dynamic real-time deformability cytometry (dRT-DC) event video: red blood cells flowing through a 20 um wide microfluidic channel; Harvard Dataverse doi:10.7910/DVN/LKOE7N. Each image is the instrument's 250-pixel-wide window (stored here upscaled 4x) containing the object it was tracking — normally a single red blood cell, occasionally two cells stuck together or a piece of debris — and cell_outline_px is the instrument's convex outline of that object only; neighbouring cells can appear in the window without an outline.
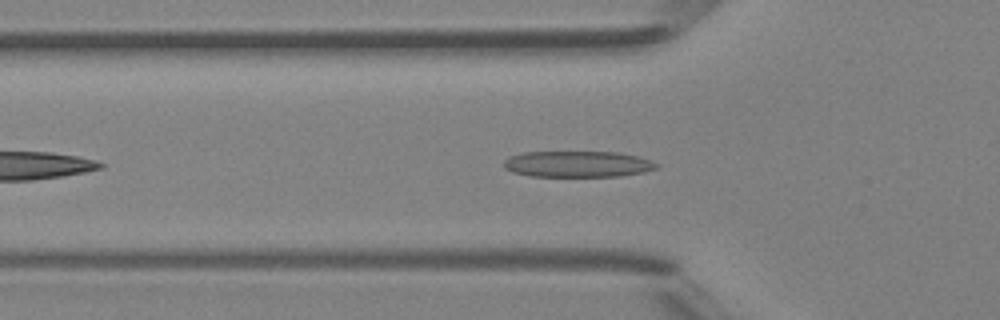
{"species": "Egyptian fruit bat (a non-hibernating species)", "species_latin": "Rousettus aegyptiacus", "temperature_condition": "room temperature", "stored_images_in_passage": 39, "camera_frame_rate_fps": 3000, "um_per_image_px": 0.085, "animal": {"sex": "female"}, "frame": {"image": 1, "passage_image": 6, "time_ms": 1.667, "image_size_px": [1000, 320], "cell_outline_px": [[660, 164], [656, 168], [644, 172], [620, 176], [532, 176], [512, 172], [504, 168], [504, 160], [508, 156], [524, 152], [620, 152], [652, 160]], "centroid_in_image_um": [49.1, 13.94], "position_along_channel_um": 76.7, "area_um2": 23.35}}
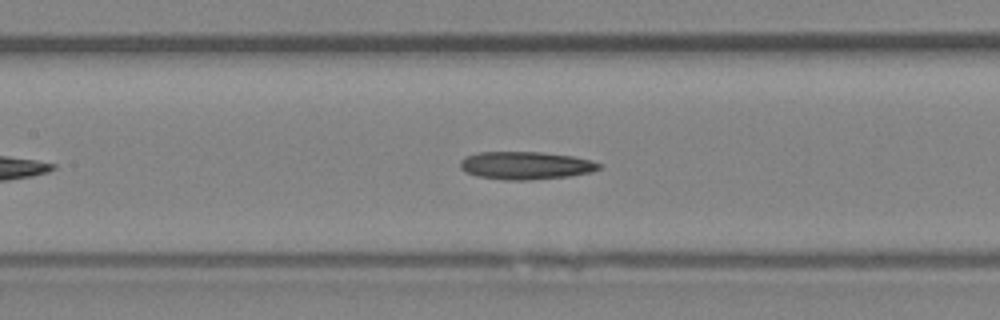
{"frame": {"image": 2, "passage_image": 12, "time_ms": 3.667, "image_size_px": [1000, 320], "cell_outline_px": [[600, 168], [592, 172], [568, 176], [528, 180], [504, 180], [476, 176], [460, 168], [460, 160], [464, 156], [476, 152], [540, 152], [572, 156], [592, 160], [600, 164]], "centroid_in_image_um": [44.65, 14.06], "position_along_channel_um": 162.7, "area_um2": 22.54}}
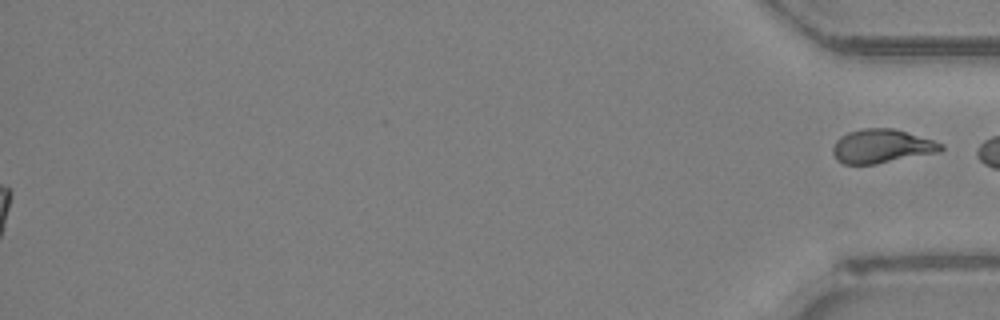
{"frame": {"image": 3, "passage_image": 39, "time_ms": 12.667, "image_size_px": [1000, 320], "cell_outline_px": [[944, 148], [940, 152], [876, 164], [844, 164], [836, 160], [832, 152], [832, 148], [836, 140], [840, 136], [848, 132], [864, 128], [892, 128], [932, 140], [944, 144]], "centroid_in_image_um": [74.92, 12.44], "position_along_channel_um": 360.3, "area_um2": 21.33}}